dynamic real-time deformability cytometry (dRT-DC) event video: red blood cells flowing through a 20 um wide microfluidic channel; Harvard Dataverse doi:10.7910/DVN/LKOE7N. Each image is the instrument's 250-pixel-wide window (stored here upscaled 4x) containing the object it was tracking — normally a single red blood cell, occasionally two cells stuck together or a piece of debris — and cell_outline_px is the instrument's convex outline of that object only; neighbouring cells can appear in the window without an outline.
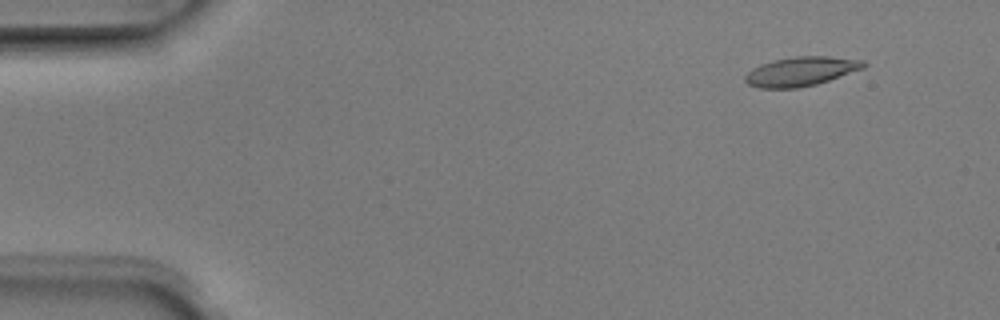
{"species": "Egyptian fruit bat (a non-hibernating species)", "species_latin": "Rousettus aegyptiacus", "temperature_condition": "room temperature", "stored_images_in_passage": 6, "camera_frame_rate_fps": 3000, "um_per_image_px": 0.085, "animal": {"sex": "male"}, "frame": {"image": 1, "passage_image": 2, "time_ms": 0.333, "image_size_px": [1000, 320], "cell_outline_px": [[868, 64], [864, 68], [816, 84], [796, 88], [760, 88], [748, 84], [744, 80], [744, 76], [752, 68], [760, 64], [776, 60], [796, 56], [828, 56], [864, 60]], "centroid_in_image_um": [68.08, 6.06], "position_along_channel_um": 16.9, "area_um2": 20.06}}
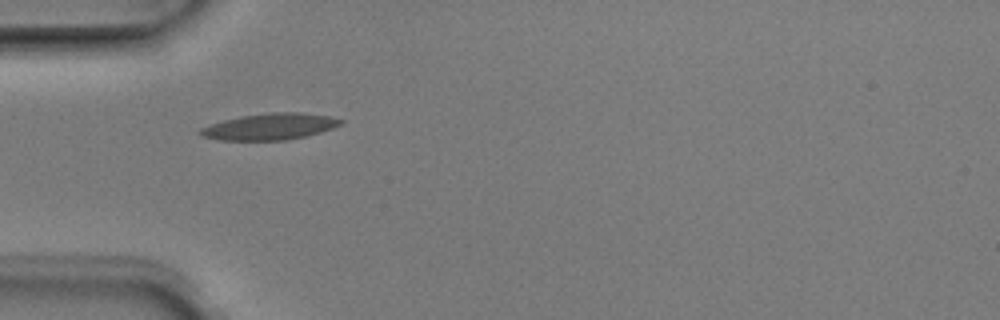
{"frame": {"image": 2, "passage_image": 5, "time_ms": 1.333, "image_size_px": [1000, 320], "cell_outline_px": [[344, 120], [340, 124], [332, 128], [320, 132], [288, 140], [220, 140], [200, 136], [196, 132], [200, 128], [224, 120], [240, 116], [268, 112], [300, 112], [328, 116]], "centroid_in_image_um": [22.89, 10.76], "position_along_channel_um": 62.1, "area_um2": 21.56}}
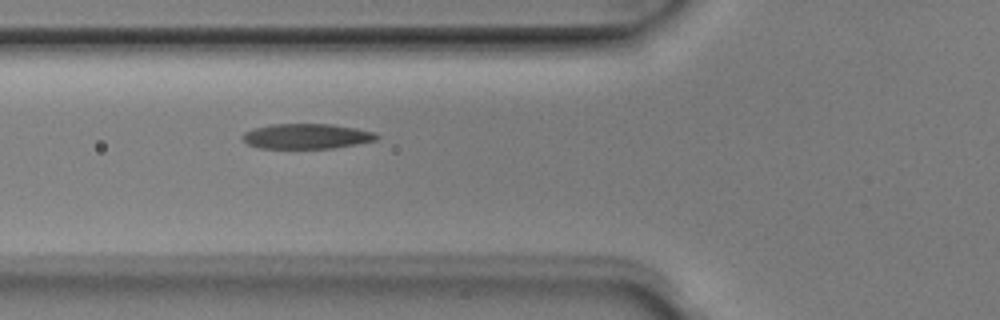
{"frame": {"image": 3, "passage_image": 6, "time_ms": 1.667, "image_size_px": [1000, 320], "cell_outline_px": [[380, 136], [376, 140], [356, 144], [332, 148], [260, 148], [248, 144], [240, 136], [244, 132], [252, 128], [272, 124], [332, 124], [356, 128], [376, 132]], "centroid_in_image_um": [26.06, 11.57], "position_along_channel_um": 99.7, "area_um2": 19.71}}